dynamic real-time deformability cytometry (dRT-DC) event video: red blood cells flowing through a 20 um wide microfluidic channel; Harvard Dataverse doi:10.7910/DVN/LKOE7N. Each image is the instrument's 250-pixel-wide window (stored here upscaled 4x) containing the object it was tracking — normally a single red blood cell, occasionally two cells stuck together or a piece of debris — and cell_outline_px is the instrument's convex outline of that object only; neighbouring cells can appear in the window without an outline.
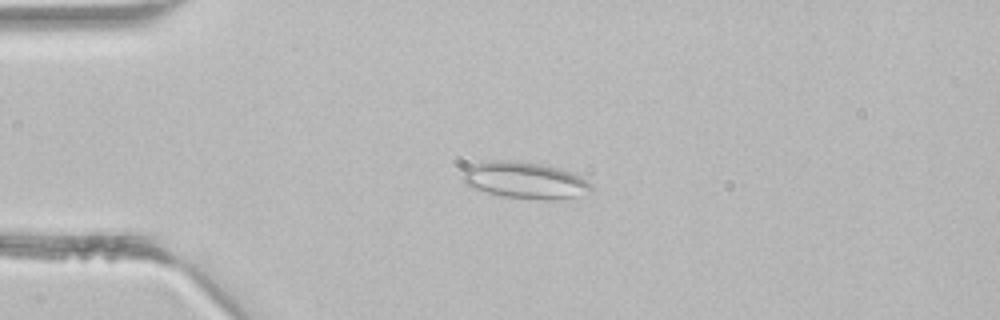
{"species": "common noctule bat (a hibernating species)", "species_latin": "Nyctalus noctula", "temperature_condition": "room temperature", "stored_images_in_passage": 2, "camera_frame_rate_fps": 3000, "um_per_image_px": 0.085, "animal": {"sex": "male", "body_mass_g": 21.5, "forearm_length_mm": 52.0}, "frame": {"image": 1, "passage_image": 2, "time_ms": 0.333, "image_size_px": [1000, 320], "cell_outline_px": [[592, 192], [576, 196], [548, 200], [544, 200], [504, 196], [488, 192], [464, 184], [464, 172], [468, 168], [476, 164], [492, 160], [508, 160], [540, 164], [560, 168], [572, 172], [592, 184]], "centroid_in_image_um": [44.68, 15.33], "position_along_channel_um": 40.3, "area_um2": 26.88}}